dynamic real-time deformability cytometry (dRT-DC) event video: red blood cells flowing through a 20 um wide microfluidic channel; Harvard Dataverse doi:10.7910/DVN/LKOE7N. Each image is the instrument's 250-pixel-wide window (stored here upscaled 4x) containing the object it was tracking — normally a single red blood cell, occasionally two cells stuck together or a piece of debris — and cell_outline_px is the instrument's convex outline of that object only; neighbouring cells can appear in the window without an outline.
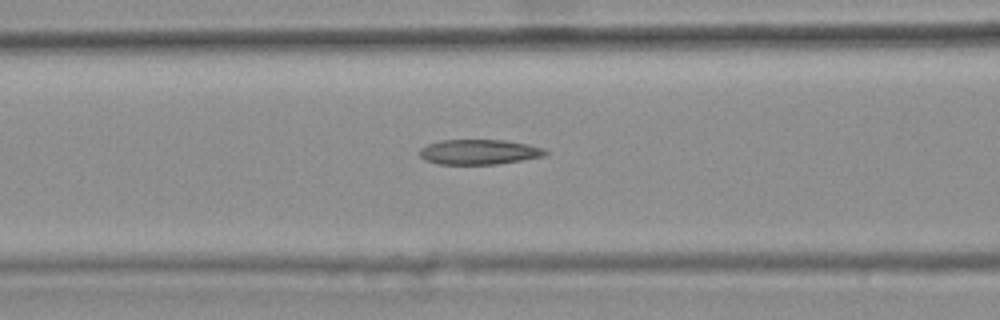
{"species": "common noctule bat (a hibernating species)", "species_latin": "Nyctalus noctula", "temperature_condition": "warm", "stored_images_in_passage": 46, "camera_frame_rate_fps": 3000, "um_per_image_px": 0.085, "animal": {"sex": "female", "body_mass_g": 25.1}, "frame": {"image": 1, "passage_image": 20, "time_ms": 6.333, "image_size_px": [1000, 320], "cell_outline_px": [[548, 152], [544, 156], [500, 164], [440, 164], [424, 160], [420, 156], [420, 148], [428, 144], [440, 140], [504, 140], [528, 144], [544, 148]], "centroid_in_image_um": [40.73, 12.92], "position_along_channel_um": 125.9, "area_um2": 18.38}, "authors_computed_cell_mechanics": {"area_um2": 18.4093, "velocity_mm_per_s": 3.7679, "shape_relaxation_time_tau1_ms": null, "shape_relaxation_time_tau2_ms": 4.3385, "deformation_change_tau1": null, "deformation_change_tau2": 0.1589}}